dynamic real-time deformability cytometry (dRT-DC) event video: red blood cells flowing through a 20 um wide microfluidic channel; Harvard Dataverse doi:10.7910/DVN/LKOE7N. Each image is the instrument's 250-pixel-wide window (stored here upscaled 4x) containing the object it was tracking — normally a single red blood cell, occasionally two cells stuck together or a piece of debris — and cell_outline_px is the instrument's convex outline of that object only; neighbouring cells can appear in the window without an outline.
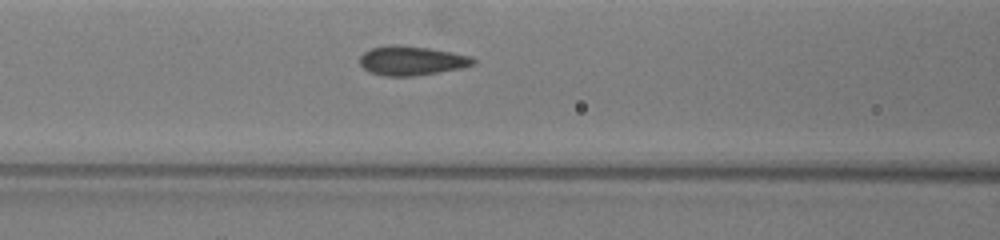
{"species": "common noctule bat (a hibernating species)", "species_latin": "Nyctalus noctula", "temperature_condition": "warm", "stored_images_in_passage": 22, "camera_frame_rate_fps": 3000, "um_per_image_px": 0.085, "animal": {"sex": "female", "body_mass_g": 19.5, "forearm_length_mm": 54.1}, "frame": {"image": 1, "passage_image": 5, "time_ms": 2.0, "image_size_px": [1000, 240], "cell_outline_px": [[476, 64], [460, 68], [440, 72], [416, 76], [384, 76], [368, 72], [360, 64], [360, 56], [364, 52], [372, 48], [392, 44], [404, 44], [452, 52], [472, 56], [476, 60]], "centroid_in_image_um": [34.99, 5.15], "position_along_channel_um": 131.6, "area_um2": 19.59}}
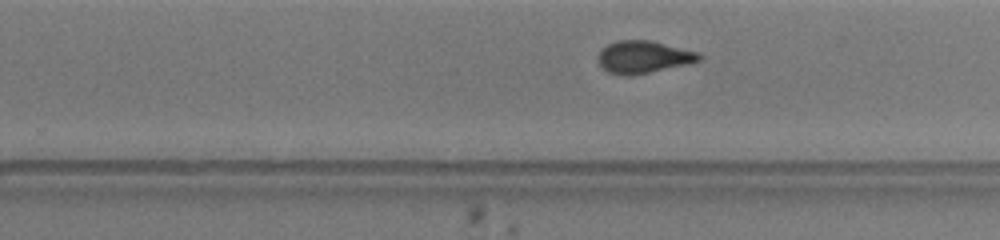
{"frame": {"image": 2, "passage_image": 14, "time_ms": 6.0, "image_size_px": [1000, 240], "cell_outline_px": [[704, 56], [700, 60], [684, 64], [648, 72], [628, 76], [624, 76], [608, 72], [600, 68], [596, 60], [596, 56], [608, 44], [616, 40], [652, 40], [700, 52]], "centroid_in_image_um": [54.65, 4.83], "position_along_channel_um": 275.1, "area_um2": 19.19}}
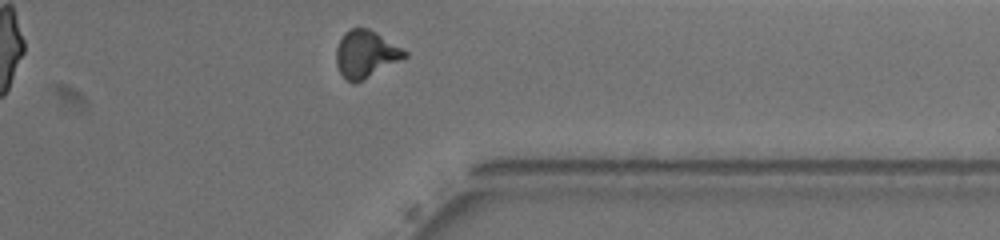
{"frame": {"image": 3, "passage_image": 21, "time_ms": 9.0, "image_size_px": [1000, 240], "cell_outline_px": [[408, 56], [352, 84], [344, 80], [336, 64], [336, 48], [344, 32], [352, 28], [368, 28], [376, 32], [408, 52]], "centroid_in_image_um": [31.05, 4.58], "position_along_channel_um": 380.3, "area_um2": 18.5}, "authors_computed_cell_mechanics": {"area_um2": 19.1318, "velocity_mm_per_s": 3.5921, "shape_relaxation_time_tau1_ms": 0.2523, "shape_relaxation_time_tau2_ms": 0.1598, "deformation_change_tau1": 0.3061, "deformation_change_tau2": 0.0824}}